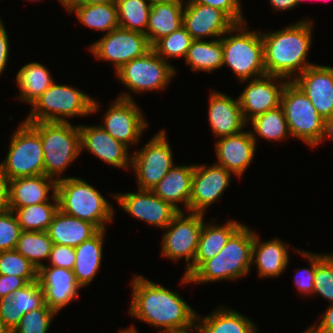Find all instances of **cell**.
Returning a JSON list of instances; mask_svg holds the SVG:
<instances>
[{"label":"cell","mask_w":333,"mask_h":333,"mask_svg":"<svg viewBox=\"0 0 333 333\" xmlns=\"http://www.w3.org/2000/svg\"><path fill=\"white\" fill-rule=\"evenodd\" d=\"M131 284L128 313L132 317L161 328L160 333L195 330L197 313L179 294L139 274L133 277Z\"/></svg>","instance_id":"1"},{"label":"cell","mask_w":333,"mask_h":333,"mask_svg":"<svg viewBox=\"0 0 333 333\" xmlns=\"http://www.w3.org/2000/svg\"><path fill=\"white\" fill-rule=\"evenodd\" d=\"M313 24L312 20L305 19L279 31L261 32L267 75L293 81L296 76L313 65L306 60L312 46Z\"/></svg>","instance_id":"2"},{"label":"cell","mask_w":333,"mask_h":333,"mask_svg":"<svg viewBox=\"0 0 333 333\" xmlns=\"http://www.w3.org/2000/svg\"><path fill=\"white\" fill-rule=\"evenodd\" d=\"M253 240L254 231L242 224L216 256L204 261L189 277L184 274L180 282L204 284L246 276L252 265Z\"/></svg>","instance_id":"3"},{"label":"cell","mask_w":333,"mask_h":333,"mask_svg":"<svg viewBox=\"0 0 333 333\" xmlns=\"http://www.w3.org/2000/svg\"><path fill=\"white\" fill-rule=\"evenodd\" d=\"M58 208L63 213L88 221L99 230L112 222L114 207L88 182L75 177L57 181Z\"/></svg>","instance_id":"4"},{"label":"cell","mask_w":333,"mask_h":333,"mask_svg":"<svg viewBox=\"0 0 333 333\" xmlns=\"http://www.w3.org/2000/svg\"><path fill=\"white\" fill-rule=\"evenodd\" d=\"M246 25L236 24L221 37L222 66L228 65L241 83L266 75L261 32L246 30Z\"/></svg>","instance_id":"5"},{"label":"cell","mask_w":333,"mask_h":333,"mask_svg":"<svg viewBox=\"0 0 333 333\" xmlns=\"http://www.w3.org/2000/svg\"><path fill=\"white\" fill-rule=\"evenodd\" d=\"M31 106L25 122L67 123V117L90 116L99 110V103L89 95L55 82Z\"/></svg>","instance_id":"6"},{"label":"cell","mask_w":333,"mask_h":333,"mask_svg":"<svg viewBox=\"0 0 333 333\" xmlns=\"http://www.w3.org/2000/svg\"><path fill=\"white\" fill-rule=\"evenodd\" d=\"M39 134L44 157V175L61 180L63 171L79 156L81 134L79 126L70 122H27Z\"/></svg>","instance_id":"7"},{"label":"cell","mask_w":333,"mask_h":333,"mask_svg":"<svg viewBox=\"0 0 333 333\" xmlns=\"http://www.w3.org/2000/svg\"><path fill=\"white\" fill-rule=\"evenodd\" d=\"M290 136L315 148L324 134V119L316 111L310 99L293 82L288 81L281 95Z\"/></svg>","instance_id":"8"},{"label":"cell","mask_w":333,"mask_h":333,"mask_svg":"<svg viewBox=\"0 0 333 333\" xmlns=\"http://www.w3.org/2000/svg\"><path fill=\"white\" fill-rule=\"evenodd\" d=\"M0 164L8 178L44 175L40 134L27 122L13 132L7 156Z\"/></svg>","instance_id":"9"},{"label":"cell","mask_w":333,"mask_h":333,"mask_svg":"<svg viewBox=\"0 0 333 333\" xmlns=\"http://www.w3.org/2000/svg\"><path fill=\"white\" fill-rule=\"evenodd\" d=\"M175 74L174 66L159 57L152 49L143 57L129 61L115 72L119 82L136 93L163 90Z\"/></svg>","instance_id":"10"},{"label":"cell","mask_w":333,"mask_h":333,"mask_svg":"<svg viewBox=\"0 0 333 333\" xmlns=\"http://www.w3.org/2000/svg\"><path fill=\"white\" fill-rule=\"evenodd\" d=\"M166 135L165 130L157 131L142 149L131 154V169L137 177L138 189L152 190L174 166Z\"/></svg>","instance_id":"11"},{"label":"cell","mask_w":333,"mask_h":333,"mask_svg":"<svg viewBox=\"0 0 333 333\" xmlns=\"http://www.w3.org/2000/svg\"><path fill=\"white\" fill-rule=\"evenodd\" d=\"M184 213L179 212L165 228L160 253L174 262L185 258L187 271L194 263L205 215L190 212L185 216Z\"/></svg>","instance_id":"12"},{"label":"cell","mask_w":333,"mask_h":333,"mask_svg":"<svg viewBox=\"0 0 333 333\" xmlns=\"http://www.w3.org/2000/svg\"><path fill=\"white\" fill-rule=\"evenodd\" d=\"M88 49L96 59L111 62L117 72L129 61L143 57L152 46L145 34L119 27L93 42Z\"/></svg>","instance_id":"13"},{"label":"cell","mask_w":333,"mask_h":333,"mask_svg":"<svg viewBox=\"0 0 333 333\" xmlns=\"http://www.w3.org/2000/svg\"><path fill=\"white\" fill-rule=\"evenodd\" d=\"M100 126L116 140L130 148L140 141L148 127L142 110L128 93H121L109 106Z\"/></svg>","instance_id":"14"},{"label":"cell","mask_w":333,"mask_h":333,"mask_svg":"<svg viewBox=\"0 0 333 333\" xmlns=\"http://www.w3.org/2000/svg\"><path fill=\"white\" fill-rule=\"evenodd\" d=\"M119 206L136 219L164 229L179 213L170 203L163 201L151 190L138 189V192L113 194Z\"/></svg>","instance_id":"15"},{"label":"cell","mask_w":333,"mask_h":333,"mask_svg":"<svg viewBox=\"0 0 333 333\" xmlns=\"http://www.w3.org/2000/svg\"><path fill=\"white\" fill-rule=\"evenodd\" d=\"M231 176V172L217 163L209 167L205 163L195 164L189 212L205 214V210L221 198L231 182Z\"/></svg>","instance_id":"16"},{"label":"cell","mask_w":333,"mask_h":333,"mask_svg":"<svg viewBox=\"0 0 333 333\" xmlns=\"http://www.w3.org/2000/svg\"><path fill=\"white\" fill-rule=\"evenodd\" d=\"M276 80L278 81L277 85ZM287 82L288 80L285 78L267 74L250 79L238 97L244 120L248 122L257 115L278 108Z\"/></svg>","instance_id":"17"},{"label":"cell","mask_w":333,"mask_h":333,"mask_svg":"<svg viewBox=\"0 0 333 333\" xmlns=\"http://www.w3.org/2000/svg\"><path fill=\"white\" fill-rule=\"evenodd\" d=\"M236 23L218 8L185 1L183 26L193 40L220 39Z\"/></svg>","instance_id":"18"},{"label":"cell","mask_w":333,"mask_h":333,"mask_svg":"<svg viewBox=\"0 0 333 333\" xmlns=\"http://www.w3.org/2000/svg\"><path fill=\"white\" fill-rule=\"evenodd\" d=\"M38 282L44 293L45 304L56 313L66 308L73 299H78V291L82 288L73 270L47 264L38 270Z\"/></svg>","instance_id":"19"},{"label":"cell","mask_w":333,"mask_h":333,"mask_svg":"<svg viewBox=\"0 0 333 333\" xmlns=\"http://www.w3.org/2000/svg\"><path fill=\"white\" fill-rule=\"evenodd\" d=\"M293 82L324 120L333 115V67L313 64L296 76Z\"/></svg>","instance_id":"20"},{"label":"cell","mask_w":333,"mask_h":333,"mask_svg":"<svg viewBox=\"0 0 333 333\" xmlns=\"http://www.w3.org/2000/svg\"><path fill=\"white\" fill-rule=\"evenodd\" d=\"M81 134V149H85L98 159L116 167L131 168V153L129 147L116 140L100 125H79Z\"/></svg>","instance_id":"21"},{"label":"cell","mask_w":333,"mask_h":333,"mask_svg":"<svg viewBox=\"0 0 333 333\" xmlns=\"http://www.w3.org/2000/svg\"><path fill=\"white\" fill-rule=\"evenodd\" d=\"M215 143L217 164L241 178L249 167L256 153L257 142L250 131L219 138Z\"/></svg>","instance_id":"22"},{"label":"cell","mask_w":333,"mask_h":333,"mask_svg":"<svg viewBox=\"0 0 333 333\" xmlns=\"http://www.w3.org/2000/svg\"><path fill=\"white\" fill-rule=\"evenodd\" d=\"M208 120L215 137L236 135L243 131L247 122L242 115L240 102L227 94L210 90Z\"/></svg>","instance_id":"23"},{"label":"cell","mask_w":333,"mask_h":333,"mask_svg":"<svg viewBox=\"0 0 333 333\" xmlns=\"http://www.w3.org/2000/svg\"><path fill=\"white\" fill-rule=\"evenodd\" d=\"M195 165L173 166L151 190L163 201L170 203L179 212L188 211L192 192V178ZM183 203L185 210L178 205Z\"/></svg>","instance_id":"24"},{"label":"cell","mask_w":333,"mask_h":333,"mask_svg":"<svg viewBox=\"0 0 333 333\" xmlns=\"http://www.w3.org/2000/svg\"><path fill=\"white\" fill-rule=\"evenodd\" d=\"M57 181L45 175L17 177L10 180L9 208H21L49 202L56 194ZM52 190V191H51Z\"/></svg>","instance_id":"25"},{"label":"cell","mask_w":333,"mask_h":333,"mask_svg":"<svg viewBox=\"0 0 333 333\" xmlns=\"http://www.w3.org/2000/svg\"><path fill=\"white\" fill-rule=\"evenodd\" d=\"M288 247L282 240L273 238L261 241L254 232L252 246V266L255 264L260 277H278L287 269L289 262Z\"/></svg>","instance_id":"26"},{"label":"cell","mask_w":333,"mask_h":333,"mask_svg":"<svg viewBox=\"0 0 333 333\" xmlns=\"http://www.w3.org/2000/svg\"><path fill=\"white\" fill-rule=\"evenodd\" d=\"M183 0H171L151 5L146 36L152 46L164 36L183 26Z\"/></svg>","instance_id":"27"},{"label":"cell","mask_w":333,"mask_h":333,"mask_svg":"<svg viewBox=\"0 0 333 333\" xmlns=\"http://www.w3.org/2000/svg\"><path fill=\"white\" fill-rule=\"evenodd\" d=\"M98 231L99 229L94 224L58 210L47 232L53 244L75 248Z\"/></svg>","instance_id":"28"},{"label":"cell","mask_w":333,"mask_h":333,"mask_svg":"<svg viewBox=\"0 0 333 333\" xmlns=\"http://www.w3.org/2000/svg\"><path fill=\"white\" fill-rule=\"evenodd\" d=\"M241 225L237 220H228L224 225L204 222L194 263L184 274L189 277L204 261L216 256Z\"/></svg>","instance_id":"29"},{"label":"cell","mask_w":333,"mask_h":333,"mask_svg":"<svg viewBox=\"0 0 333 333\" xmlns=\"http://www.w3.org/2000/svg\"><path fill=\"white\" fill-rule=\"evenodd\" d=\"M105 231L99 230L90 239L75 247L73 272L81 287L89 285L101 267Z\"/></svg>","instance_id":"30"},{"label":"cell","mask_w":333,"mask_h":333,"mask_svg":"<svg viewBox=\"0 0 333 333\" xmlns=\"http://www.w3.org/2000/svg\"><path fill=\"white\" fill-rule=\"evenodd\" d=\"M256 326L248 317L225 306L205 317L197 313L196 329L200 333H257Z\"/></svg>","instance_id":"31"},{"label":"cell","mask_w":333,"mask_h":333,"mask_svg":"<svg viewBox=\"0 0 333 333\" xmlns=\"http://www.w3.org/2000/svg\"><path fill=\"white\" fill-rule=\"evenodd\" d=\"M38 62L22 66L16 75L17 86L20 89L19 99L30 105L55 81L50 71Z\"/></svg>","instance_id":"32"},{"label":"cell","mask_w":333,"mask_h":333,"mask_svg":"<svg viewBox=\"0 0 333 333\" xmlns=\"http://www.w3.org/2000/svg\"><path fill=\"white\" fill-rule=\"evenodd\" d=\"M68 12H74L75 16L84 26L97 31H105L106 34L119 28L115 2L74 5Z\"/></svg>","instance_id":"33"},{"label":"cell","mask_w":333,"mask_h":333,"mask_svg":"<svg viewBox=\"0 0 333 333\" xmlns=\"http://www.w3.org/2000/svg\"><path fill=\"white\" fill-rule=\"evenodd\" d=\"M185 63L191 66L192 71H205L211 73L222 67L223 48L222 40L213 39L193 40L185 56Z\"/></svg>","instance_id":"34"},{"label":"cell","mask_w":333,"mask_h":333,"mask_svg":"<svg viewBox=\"0 0 333 333\" xmlns=\"http://www.w3.org/2000/svg\"><path fill=\"white\" fill-rule=\"evenodd\" d=\"M51 198L53 203L49 201L21 208H9L15 213L22 231H48L54 215L59 210L56 194H52Z\"/></svg>","instance_id":"35"},{"label":"cell","mask_w":333,"mask_h":333,"mask_svg":"<svg viewBox=\"0 0 333 333\" xmlns=\"http://www.w3.org/2000/svg\"><path fill=\"white\" fill-rule=\"evenodd\" d=\"M253 128L251 136L256 142L258 137L271 141H283L290 136L283 108L276 109L257 115L247 122ZM257 138V139H256Z\"/></svg>","instance_id":"36"},{"label":"cell","mask_w":333,"mask_h":333,"mask_svg":"<svg viewBox=\"0 0 333 333\" xmlns=\"http://www.w3.org/2000/svg\"><path fill=\"white\" fill-rule=\"evenodd\" d=\"M53 242L47 231H22L15 250L28 259L37 270L50 257Z\"/></svg>","instance_id":"37"},{"label":"cell","mask_w":333,"mask_h":333,"mask_svg":"<svg viewBox=\"0 0 333 333\" xmlns=\"http://www.w3.org/2000/svg\"><path fill=\"white\" fill-rule=\"evenodd\" d=\"M119 27L146 35L151 4L146 0H116Z\"/></svg>","instance_id":"38"},{"label":"cell","mask_w":333,"mask_h":333,"mask_svg":"<svg viewBox=\"0 0 333 333\" xmlns=\"http://www.w3.org/2000/svg\"><path fill=\"white\" fill-rule=\"evenodd\" d=\"M9 300L16 310V326L26 313L45 304L44 293L38 280L15 290Z\"/></svg>","instance_id":"39"},{"label":"cell","mask_w":333,"mask_h":333,"mask_svg":"<svg viewBox=\"0 0 333 333\" xmlns=\"http://www.w3.org/2000/svg\"><path fill=\"white\" fill-rule=\"evenodd\" d=\"M192 41L191 35L182 26L170 35L156 41L152 45V50L168 62L169 58H185Z\"/></svg>","instance_id":"40"},{"label":"cell","mask_w":333,"mask_h":333,"mask_svg":"<svg viewBox=\"0 0 333 333\" xmlns=\"http://www.w3.org/2000/svg\"><path fill=\"white\" fill-rule=\"evenodd\" d=\"M0 275H15L26 283L38 280V270L16 250L0 251Z\"/></svg>","instance_id":"41"},{"label":"cell","mask_w":333,"mask_h":333,"mask_svg":"<svg viewBox=\"0 0 333 333\" xmlns=\"http://www.w3.org/2000/svg\"><path fill=\"white\" fill-rule=\"evenodd\" d=\"M313 295H321L333 303V262L326 254H315V277Z\"/></svg>","instance_id":"42"},{"label":"cell","mask_w":333,"mask_h":333,"mask_svg":"<svg viewBox=\"0 0 333 333\" xmlns=\"http://www.w3.org/2000/svg\"><path fill=\"white\" fill-rule=\"evenodd\" d=\"M56 314L44 304L26 313L11 333H47Z\"/></svg>","instance_id":"43"},{"label":"cell","mask_w":333,"mask_h":333,"mask_svg":"<svg viewBox=\"0 0 333 333\" xmlns=\"http://www.w3.org/2000/svg\"><path fill=\"white\" fill-rule=\"evenodd\" d=\"M21 232L18 219L12 210L0 212V251L15 250Z\"/></svg>","instance_id":"44"},{"label":"cell","mask_w":333,"mask_h":333,"mask_svg":"<svg viewBox=\"0 0 333 333\" xmlns=\"http://www.w3.org/2000/svg\"><path fill=\"white\" fill-rule=\"evenodd\" d=\"M297 252L310 263V268L299 269L294 276V282L297 289L303 296L312 295L314 292V277H315V253L307 252L305 250H297Z\"/></svg>","instance_id":"45"},{"label":"cell","mask_w":333,"mask_h":333,"mask_svg":"<svg viewBox=\"0 0 333 333\" xmlns=\"http://www.w3.org/2000/svg\"><path fill=\"white\" fill-rule=\"evenodd\" d=\"M189 3L204 4L225 12L236 24L244 23L240 0H187Z\"/></svg>","instance_id":"46"},{"label":"cell","mask_w":333,"mask_h":333,"mask_svg":"<svg viewBox=\"0 0 333 333\" xmlns=\"http://www.w3.org/2000/svg\"><path fill=\"white\" fill-rule=\"evenodd\" d=\"M49 266L73 270L75 264V248L53 244L49 257Z\"/></svg>","instance_id":"47"},{"label":"cell","mask_w":333,"mask_h":333,"mask_svg":"<svg viewBox=\"0 0 333 333\" xmlns=\"http://www.w3.org/2000/svg\"><path fill=\"white\" fill-rule=\"evenodd\" d=\"M27 283L15 275H0V298L10 297L12 293Z\"/></svg>","instance_id":"48"},{"label":"cell","mask_w":333,"mask_h":333,"mask_svg":"<svg viewBox=\"0 0 333 333\" xmlns=\"http://www.w3.org/2000/svg\"><path fill=\"white\" fill-rule=\"evenodd\" d=\"M0 317L5 326L12 332L16 327V310L9 297L0 298Z\"/></svg>","instance_id":"49"},{"label":"cell","mask_w":333,"mask_h":333,"mask_svg":"<svg viewBox=\"0 0 333 333\" xmlns=\"http://www.w3.org/2000/svg\"><path fill=\"white\" fill-rule=\"evenodd\" d=\"M9 39L6 28L0 18V76L7 67L9 58Z\"/></svg>","instance_id":"50"},{"label":"cell","mask_w":333,"mask_h":333,"mask_svg":"<svg viewBox=\"0 0 333 333\" xmlns=\"http://www.w3.org/2000/svg\"><path fill=\"white\" fill-rule=\"evenodd\" d=\"M319 325L315 322L311 327L307 328L305 331H320L326 333H333V303H330V306L326 311L321 314Z\"/></svg>","instance_id":"51"},{"label":"cell","mask_w":333,"mask_h":333,"mask_svg":"<svg viewBox=\"0 0 333 333\" xmlns=\"http://www.w3.org/2000/svg\"><path fill=\"white\" fill-rule=\"evenodd\" d=\"M10 179L0 164V212L9 209Z\"/></svg>","instance_id":"52"},{"label":"cell","mask_w":333,"mask_h":333,"mask_svg":"<svg viewBox=\"0 0 333 333\" xmlns=\"http://www.w3.org/2000/svg\"><path fill=\"white\" fill-rule=\"evenodd\" d=\"M116 0H62L61 5L68 11L74 5L111 3Z\"/></svg>","instance_id":"53"},{"label":"cell","mask_w":333,"mask_h":333,"mask_svg":"<svg viewBox=\"0 0 333 333\" xmlns=\"http://www.w3.org/2000/svg\"><path fill=\"white\" fill-rule=\"evenodd\" d=\"M270 6L276 11L290 10L296 7V0H269Z\"/></svg>","instance_id":"54"},{"label":"cell","mask_w":333,"mask_h":333,"mask_svg":"<svg viewBox=\"0 0 333 333\" xmlns=\"http://www.w3.org/2000/svg\"><path fill=\"white\" fill-rule=\"evenodd\" d=\"M327 137L333 141V115L324 120V134L321 142L323 143Z\"/></svg>","instance_id":"55"},{"label":"cell","mask_w":333,"mask_h":333,"mask_svg":"<svg viewBox=\"0 0 333 333\" xmlns=\"http://www.w3.org/2000/svg\"><path fill=\"white\" fill-rule=\"evenodd\" d=\"M0 333H11L10 330L5 326L1 317H0Z\"/></svg>","instance_id":"56"},{"label":"cell","mask_w":333,"mask_h":333,"mask_svg":"<svg viewBox=\"0 0 333 333\" xmlns=\"http://www.w3.org/2000/svg\"><path fill=\"white\" fill-rule=\"evenodd\" d=\"M118 333H138V331L136 330L135 327H133V325L129 328L126 329H122L120 330Z\"/></svg>","instance_id":"57"},{"label":"cell","mask_w":333,"mask_h":333,"mask_svg":"<svg viewBox=\"0 0 333 333\" xmlns=\"http://www.w3.org/2000/svg\"><path fill=\"white\" fill-rule=\"evenodd\" d=\"M146 1L152 5V4L161 3V2H168L171 0H146Z\"/></svg>","instance_id":"58"},{"label":"cell","mask_w":333,"mask_h":333,"mask_svg":"<svg viewBox=\"0 0 333 333\" xmlns=\"http://www.w3.org/2000/svg\"><path fill=\"white\" fill-rule=\"evenodd\" d=\"M326 256L333 262V254H326Z\"/></svg>","instance_id":"59"},{"label":"cell","mask_w":333,"mask_h":333,"mask_svg":"<svg viewBox=\"0 0 333 333\" xmlns=\"http://www.w3.org/2000/svg\"><path fill=\"white\" fill-rule=\"evenodd\" d=\"M307 333H326V332H320V331H306Z\"/></svg>","instance_id":"60"},{"label":"cell","mask_w":333,"mask_h":333,"mask_svg":"<svg viewBox=\"0 0 333 333\" xmlns=\"http://www.w3.org/2000/svg\"><path fill=\"white\" fill-rule=\"evenodd\" d=\"M304 0H296V6H298V4H300L301 2H303Z\"/></svg>","instance_id":"61"},{"label":"cell","mask_w":333,"mask_h":333,"mask_svg":"<svg viewBox=\"0 0 333 333\" xmlns=\"http://www.w3.org/2000/svg\"><path fill=\"white\" fill-rule=\"evenodd\" d=\"M196 333H200L196 328H195V330H194ZM185 333H191V331H189V332H185Z\"/></svg>","instance_id":"62"},{"label":"cell","mask_w":333,"mask_h":333,"mask_svg":"<svg viewBox=\"0 0 333 333\" xmlns=\"http://www.w3.org/2000/svg\"><path fill=\"white\" fill-rule=\"evenodd\" d=\"M29 1H39V0H29ZM60 3H62V0H58Z\"/></svg>","instance_id":"63"}]
</instances>
